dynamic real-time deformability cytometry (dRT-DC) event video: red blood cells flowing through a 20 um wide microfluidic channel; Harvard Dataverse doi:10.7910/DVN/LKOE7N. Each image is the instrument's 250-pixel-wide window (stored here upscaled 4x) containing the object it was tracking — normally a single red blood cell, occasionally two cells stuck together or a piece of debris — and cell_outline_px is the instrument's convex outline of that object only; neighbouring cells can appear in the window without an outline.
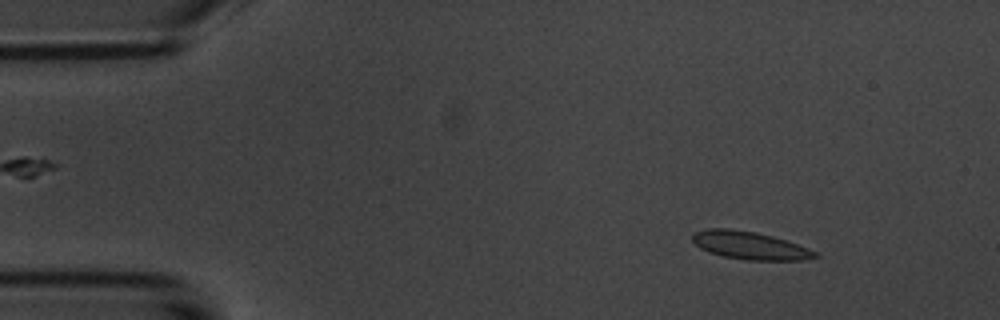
{"species": "common noctule bat (a hibernating species)", "species_latin": "Nyctalus noctula", "temperature_condition": "room temperature", "stored_images_in_passage": 4, "camera_frame_rate_fps": 3000, "um_per_image_px": 0.085, "animal": {"sex": "male", "body_mass_g": 20.1, "forearm_length_mm": 53.5}, "frame": {"image": 1, "passage_image": 2, "time_ms": 1.0, "image_size_px": [1000, 320], "cell_outline_px": [[820, 256], [800, 260], [744, 260], [724, 256], [708, 252], [700, 248], [692, 240], [692, 232], [708, 228], [728, 228], [756, 232], [772, 236], [808, 248], [816, 252]], "centroid_in_image_um": [63.68, 20.86], "position_along_channel_um": 21.3, "area_um2": 19.83}}